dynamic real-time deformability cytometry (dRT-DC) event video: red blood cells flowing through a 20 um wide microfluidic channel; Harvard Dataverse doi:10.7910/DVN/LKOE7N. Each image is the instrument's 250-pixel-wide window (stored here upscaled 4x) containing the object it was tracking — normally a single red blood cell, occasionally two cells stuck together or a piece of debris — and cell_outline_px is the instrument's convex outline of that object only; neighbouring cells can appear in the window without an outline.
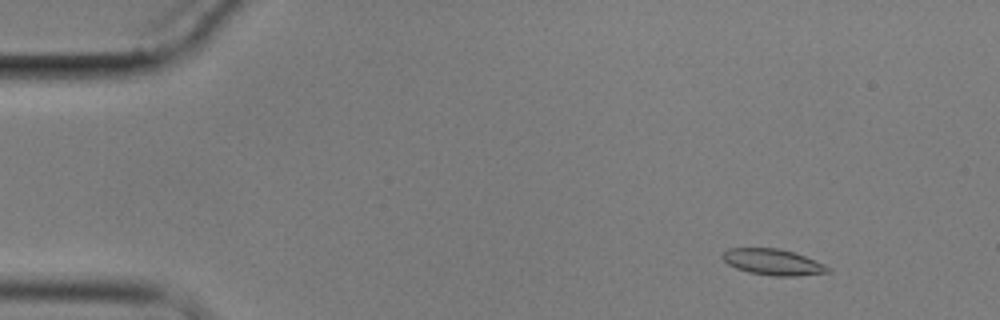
{"species": "common noctule bat (a hibernating species)", "species_latin": "Nyctalus noctula", "temperature_condition": "cold", "stored_images_in_passage": 5, "camera_frame_rate_fps": 3000, "um_per_image_px": 0.085, "animal": {"sex": "male", "body_mass_g": 17.9}, "frame": {"image": 1, "passage_image": 2, "time_ms": 1.0, "image_size_px": [1000, 320], "cell_outline_px": [[832, 272], [796, 276], [776, 276], [748, 272], [736, 268], [728, 264], [720, 256], [728, 248], [776, 248], [792, 252], [804, 256], [824, 264], [832, 268]], "centroid_in_image_um": [65.71, 22.28], "position_along_channel_um": 19.3, "area_um2": 15.95}}